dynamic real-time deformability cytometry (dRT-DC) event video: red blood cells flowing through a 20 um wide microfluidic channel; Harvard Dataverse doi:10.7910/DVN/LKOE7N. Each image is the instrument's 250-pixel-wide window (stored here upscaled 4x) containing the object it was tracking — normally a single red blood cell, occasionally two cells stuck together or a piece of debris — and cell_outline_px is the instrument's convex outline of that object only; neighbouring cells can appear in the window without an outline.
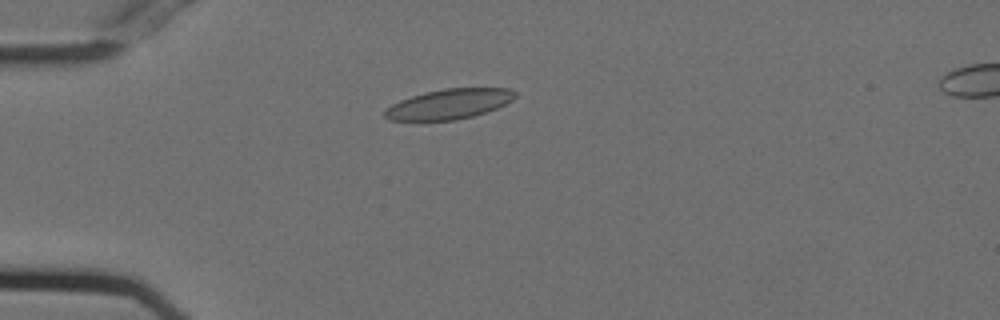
{"species": "Egyptian fruit bat (a non-hibernating species)", "species_latin": "Rousettus aegyptiacus", "temperature_condition": "cold", "stored_images_in_passage": 52, "camera_frame_rate_fps": 3000, "um_per_image_px": 0.085, "animal": {"sex": "female"}, "frame": {"image": 1, "passage_image": 12, "time_ms": 3.667, "image_size_px": [1000, 320], "cell_outline_px": [[516, 96], [512, 100], [496, 108], [472, 116], [456, 120], [388, 120], [384, 116], [384, 112], [392, 104], [400, 100], [424, 92], [444, 88], [508, 88], [516, 92]], "centroid_in_image_um": [38.17, 8.83], "position_along_channel_um": 46.8, "area_um2": 22.6}}
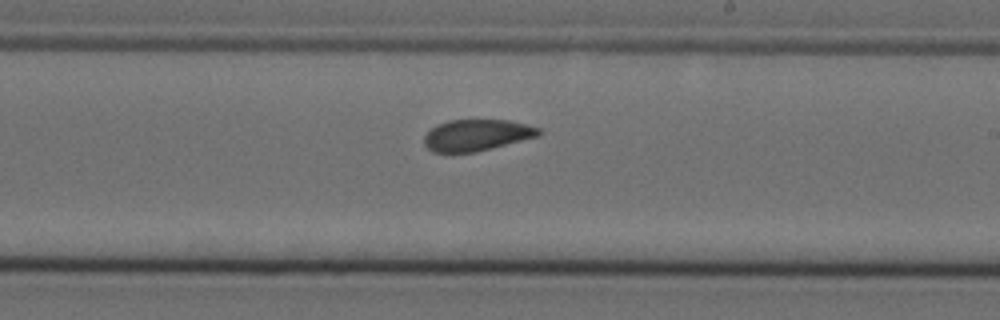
{"frame": {"image": 2, "passage_image": 30, "time_ms": 9.667, "image_size_px": [1000, 320], "cell_outline_px": [[540, 136], [476, 152], [432, 152], [424, 144], [424, 136], [436, 124], [448, 120], [508, 120], [540, 128]], "centroid_in_image_um": [40.51, 11.48], "position_along_channel_um": 248.5, "area_um2": 20.92}}
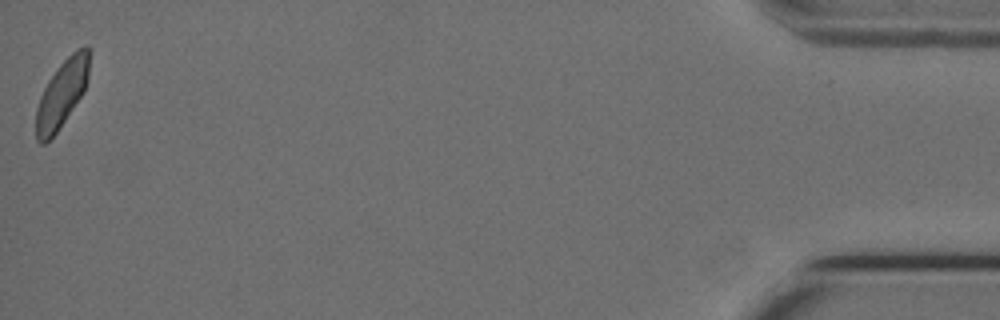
{"frame": {"image": 3, "passage_image": 52, "time_ms": 17.0, "image_size_px": [1000, 320], "cell_outline_px": [[88, 80], [84, 92], [56, 132], [44, 144], [40, 144], [36, 140], [36, 108], [40, 96], [48, 80], [56, 68], [76, 48], [84, 44], [88, 44]], "centroid_in_image_um": [5.25, 7.94], "position_along_channel_um": 430.0, "area_um2": 20.75}, "authors_computed_cell_mechanics": {"area_um2": 22.1952, "velocity_mm_per_s": 3.7025, "shape_relaxation_time_tau1_ms": 6.0049, "shape_relaxation_time_tau2_ms": 1.4539, "deformation_change_tau1": 0.1293, "deformation_change_tau2": 0.0716}}